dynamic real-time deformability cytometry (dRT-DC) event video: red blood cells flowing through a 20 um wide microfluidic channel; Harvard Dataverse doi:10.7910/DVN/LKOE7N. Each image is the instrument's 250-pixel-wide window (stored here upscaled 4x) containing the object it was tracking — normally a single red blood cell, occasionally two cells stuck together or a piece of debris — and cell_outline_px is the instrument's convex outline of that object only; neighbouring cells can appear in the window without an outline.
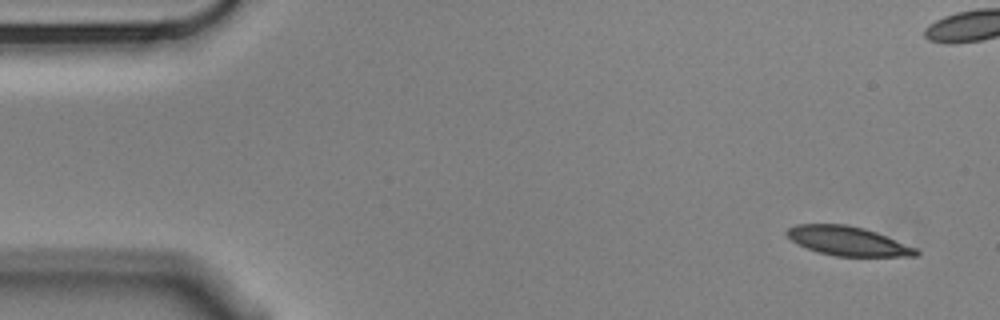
{"species": "Egyptian fruit bat (a non-hibernating species)", "species_latin": "Rousettus aegyptiacus", "temperature_condition": "cold", "stored_images_in_passage": 55, "camera_frame_rate_fps": 3000, "um_per_image_px": 0.085, "animal": {"sex": "male"}, "frame": {"image": 1, "passage_image": 1, "time_ms": 0.0, "image_size_px": [1000, 320], "cell_outline_px": [[920, 252], [916, 256], [836, 256], [820, 252], [796, 244], [784, 232], [788, 228], [796, 224], [844, 224], [864, 228], [876, 232], [916, 248]], "centroid_in_image_um": [72.04, 20.48], "position_along_channel_um": 13.0, "area_um2": 21.73}}
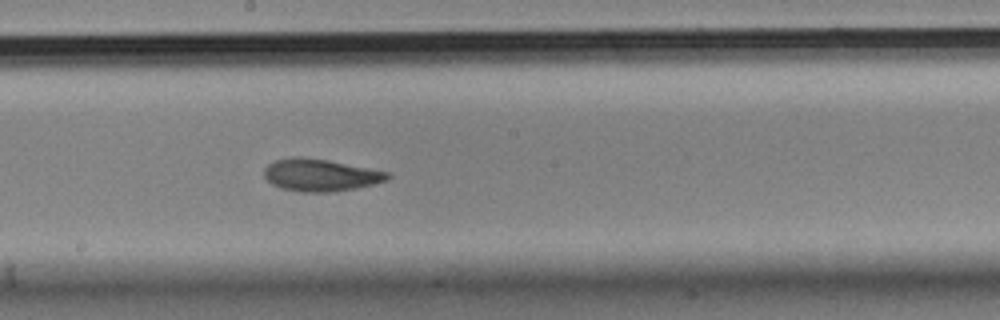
{"frame": {"image": 2, "passage_image": 28, "time_ms": 9.0, "image_size_px": [1000, 320], "cell_outline_px": [[392, 176], [388, 180], [356, 188], [336, 192], [300, 192], [280, 188], [272, 184], [264, 176], [264, 168], [268, 164], [276, 160], [296, 156], [300, 156], [328, 160], [388, 172]], "centroid_in_image_um": [27.22, 14.89], "position_along_channel_um": 221.0, "area_um2": 23.24}}
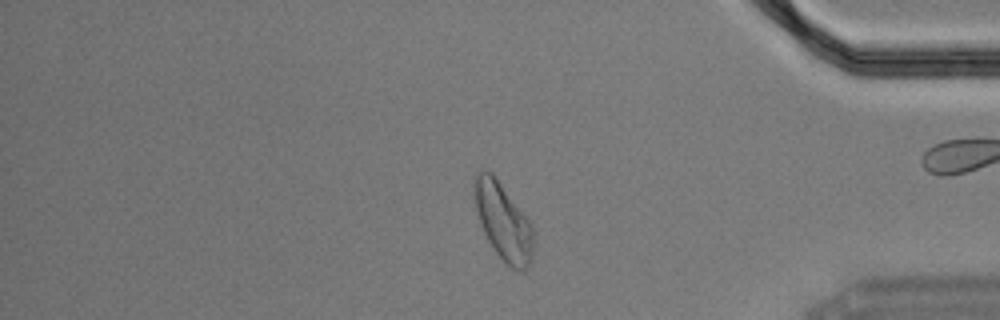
{"frame": {"image": 3, "passage_image": 45, "time_ms": 14.667, "image_size_px": [1000, 320], "cell_outline_px": [[532, 260], [524, 272], [516, 272], [496, 252], [488, 240], [480, 224], [472, 196], [472, 188], [476, 172], [484, 168], [492, 172], [532, 224]], "centroid_in_image_um": [42.73, 18.79], "position_along_channel_um": 392.5, "area_um2": 26.65}, "authors_computed_cell_mechanics": {"area_um2": 23.4668, "velocity_mm_per_s": 3.5031, "shape_relaxation_time_tau1_ms": 5.1189, "shape_relaxation_time_tau2_ms": 3.578, "deformation_change_tau1": 0.1527, "deformation_change_tau2": 0.0929}}